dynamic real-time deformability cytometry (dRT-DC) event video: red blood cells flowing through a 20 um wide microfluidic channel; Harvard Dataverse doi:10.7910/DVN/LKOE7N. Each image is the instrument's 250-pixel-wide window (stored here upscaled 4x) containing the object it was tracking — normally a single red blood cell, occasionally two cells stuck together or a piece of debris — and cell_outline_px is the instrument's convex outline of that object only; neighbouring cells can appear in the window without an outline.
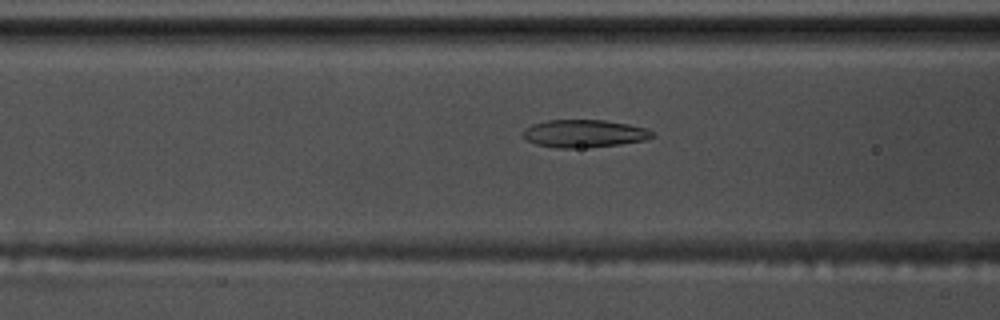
{"species": "common noctule bat (a hibernating species)", "species_latin": "Nyctalus noctula", "temperature_condition": "warm", "stored_images_in_passage": 57, "camera_frame_rate_fps": 3000, "um_per_image_px": 0.085, "animal": {"sex": "male", "body_mass_g": 17.5, "forearm_length_mm": 52.3}, "frame": {"image": 1, "passage_image": 23, "time_ms": 7.333, "image_size_px": [1000, 320], "cell_outline_px": [[652, 136], [644, 140], [620, 144], [588, 148], [556, 148], [536, 144], [524, 140], [524, 128], [532, 124], [548, 120], [604, 120], [628, 124], [644, 128], [652, 132]], "centroid_in_image_um": [49.59, 11.36], "position_along_channel_um": 117.0, "area_um2": 20.81}}
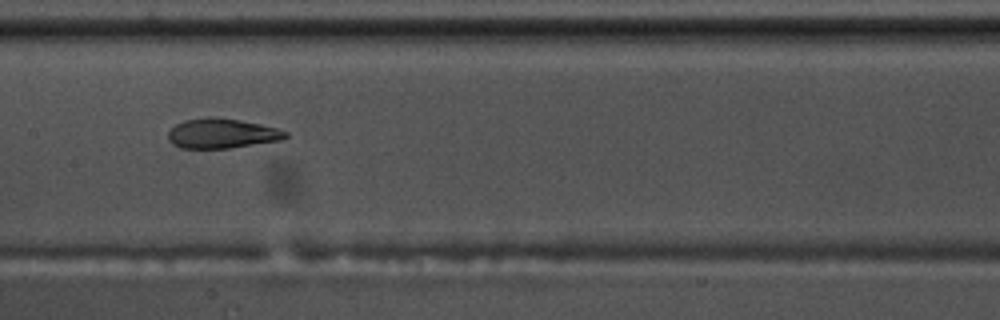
{"frame": {"image": 2, "passage_image": 29, "time_ms": 9.333, "image_size_px": [1000, 320], "cell_outline_px": [[288, 136], [280, 140], [228, 148], [180, 148], [172, 144], [168, 140], [168, 132], [176, 124], [184, 120], [208, 116], [212, 116], [240, 120], [260, 124], [276, 128], [288, 132]], "centroid_in_image_um": [18.82, 11.33], "position_along_channel_um": 188.6, "area_um2": 20.35}}
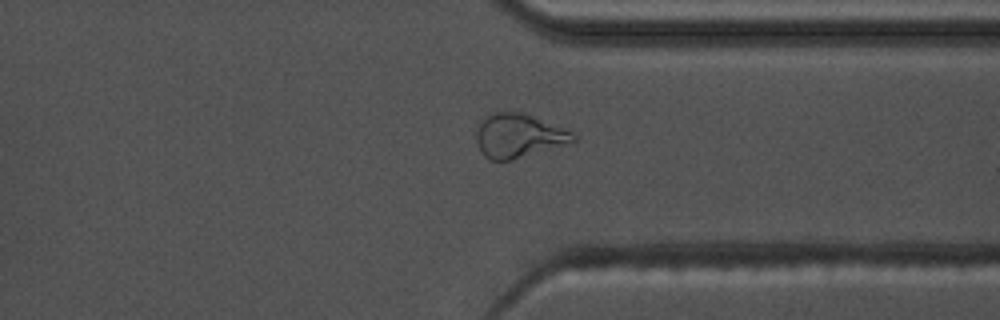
{"frame": {"image": 3, "passage_image": 44, "time_ms": 14.333, "image_size_px": [1000, 320], "cell_outline_px": [[576, 140], [572, 144], [508, 160], [488, 160], [484, 156], [476, 140], [476, 132], [484, 116], [488, 112], [524, 112], [572, 132], [576, 136]], "centroid_in_image_um": [44.09, 11.53], "position_along_channel_um": 367.3, "area_um2": 24.85}, "authors_computed_cell_mechanics": {"area_um2": 21.7328, "velocity_mm_per_s": 3.5854, "shape_relaxation_time_tau1_ms": null, "shape_relaxation_time_tau2_ms": 2.2137, "deformation_change_tau1": null, "deformation_change_tau2": 0.0952}}